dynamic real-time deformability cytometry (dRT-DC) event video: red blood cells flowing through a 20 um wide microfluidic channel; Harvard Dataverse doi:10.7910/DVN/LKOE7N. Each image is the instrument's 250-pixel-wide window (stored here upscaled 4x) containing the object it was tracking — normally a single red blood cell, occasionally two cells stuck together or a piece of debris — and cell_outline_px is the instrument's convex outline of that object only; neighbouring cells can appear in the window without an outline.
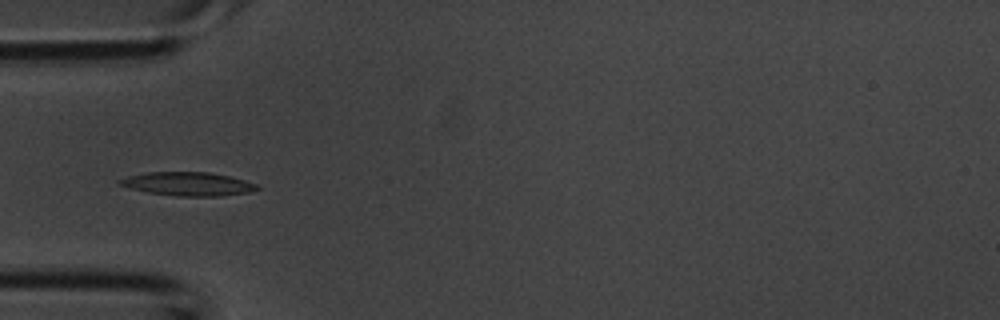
{"species": "common noctule bat (a hibernating species)", "species_latin": "Nyctalus noctula", "temperature_condition": "room temperature", "stored_images_in_passage": 4, "camera_frame_rate_fps": 3000, "um_per_image_px": 0.085, "animal": {"sex": "male", "body_mass_g": 20.1, "forearm_length_mm": 53.5}, "frame": {"image": 1, "passage_image": 4, "time_ms": 1.0, "image_size_px": [1000, 320], "cell_outline_px": [[260, 188], [248, 192], [220, 196], [180, 196], [148, 192], [132, 188], [120, 184], [116, 180], [128, 176], [148, 172], [208, 172], [228, 176], [244, 180], [256, 184]], "centroid_in_image_um": [15.97, 15.63], "position_along_channel_um": 69.0, "area_um2": 18.55}}